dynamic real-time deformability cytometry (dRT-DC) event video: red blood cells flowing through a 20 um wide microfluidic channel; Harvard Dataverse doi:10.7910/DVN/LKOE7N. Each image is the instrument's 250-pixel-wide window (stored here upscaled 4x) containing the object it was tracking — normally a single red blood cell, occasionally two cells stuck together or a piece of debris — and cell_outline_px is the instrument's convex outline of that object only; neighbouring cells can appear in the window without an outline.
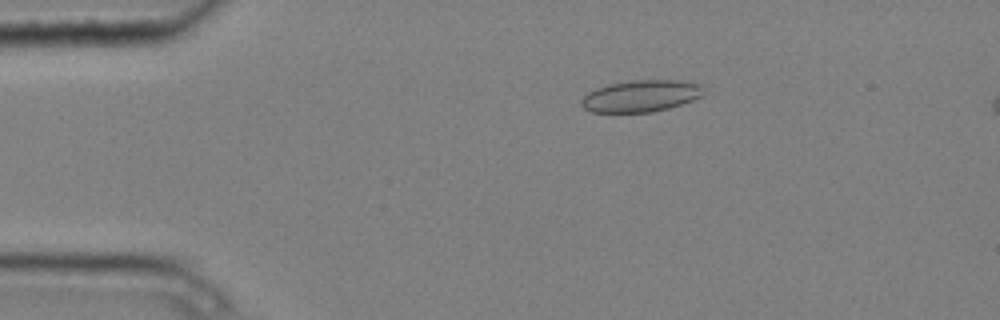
{"species": "common noctule bat (a hibernating species)", "species_latin": "Nyctalus noctula", "temperature_condition": "cold", "stored_images_in_passage": 8, "camera_frame_rate_fps": 3000, "um_per_image_px": 0.085, "animal": {"sex": "male", "body_mass_g": 20.4}, "frame": {"image": 1, "passage_image": 3, "time_ms": 0.667, "image_size_px": [1000, 320], "cell_outline_px": [[704, 92], [700, 96], [692, 100], [668, 108], [652, 112], [592, 112], [584, 108], [580, 104], [580, 100], [588, 92], [596, 88], [608, 84], [632, 80], [680, 80], [704, 84]], "centroid_in_image_um": [54.48, 8.15], "position_along_channel_um": 30.5, "area_um2": 22.72}}
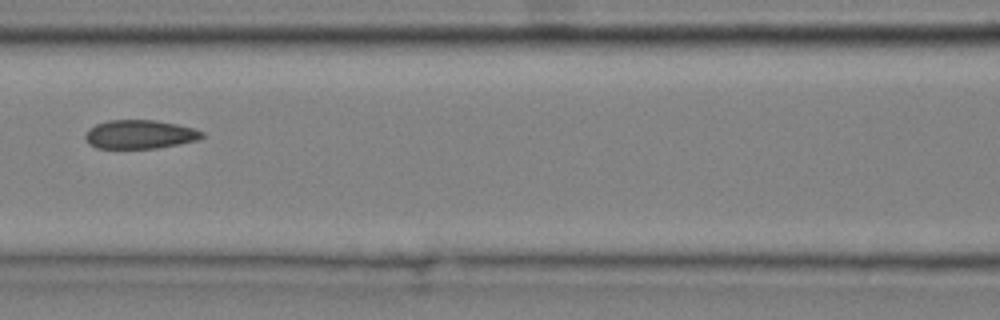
{"frame": {"image": 2, "passage_image": 7, "time_ms": 2.0, "image_size_px": [1000, 320], "cell_outline_px": [[204, 136], [196, 140], [180, 144], [156, 148], [96, 148], [88, 144], [84, 136], [88, 128], [96, 124], [108, 120], [152, 120], [176, 124], [196, 128], [204, 132]], "centroid_in_image_um": [11.87, 11.42], "position_along_channel_um": 154.7, "area_um2": 19.65}}
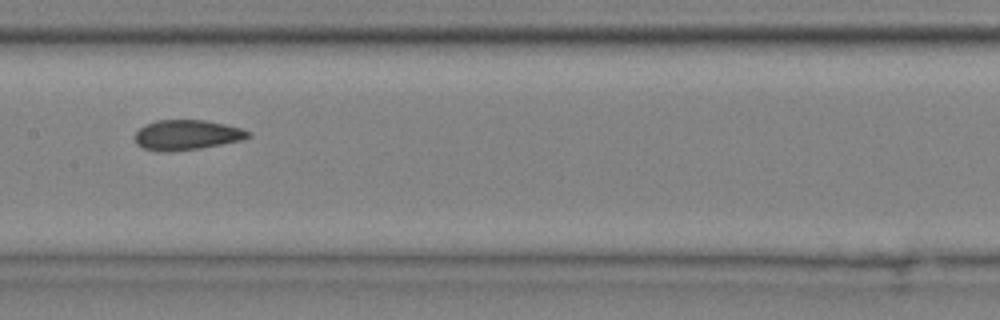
{"frame": {"image": 3, "passage_image": 8, "time_ms": 2.333, "image_size_px": [1000, 320], "cell_outline_px": [[252, 136], [244, 140], [200, 148], [172, 152], [156, 152], [144, 148], [136, 144], [136, 132], [144, 124], [156, 120], [204, 120], [224, 124], [240, 128], [252, 132]], "centroid_in_image_um": [15.89, 11.48], "position_along_channel_um": 191.5, "area_um2": 20.06}}